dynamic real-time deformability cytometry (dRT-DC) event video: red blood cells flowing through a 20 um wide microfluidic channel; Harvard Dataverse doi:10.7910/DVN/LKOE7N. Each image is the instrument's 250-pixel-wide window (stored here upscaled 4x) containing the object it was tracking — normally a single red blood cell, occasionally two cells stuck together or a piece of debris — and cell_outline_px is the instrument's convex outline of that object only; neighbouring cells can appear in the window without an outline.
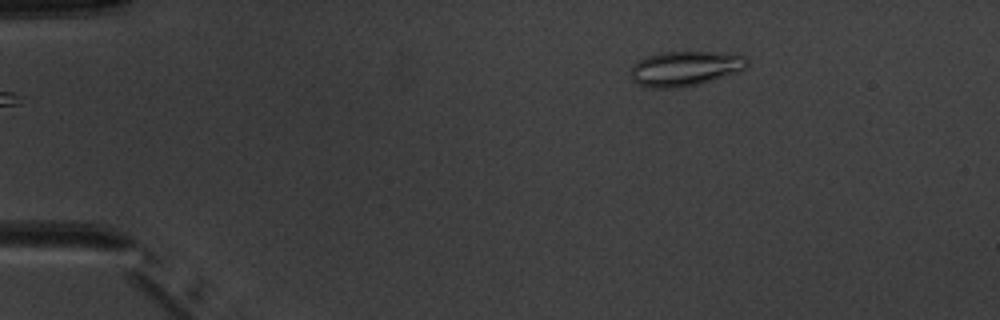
{"species": "common noctule bat (a hibernating species)", "species_latin": "Nyctalus noctula", "temperature_condition": "warm", "stored_images_in_passage": 4, "camera_frame_rate_fps": 3000, "um_per_image_px": 0.085, "animal": {"sex": "male", "body_mass_g": 20.1, "forearm_length_mm": 53.5}, "frame": {"image": 1, "passage_image": 4, "time_ms": 4.333, "image_size_px": [1000, 320], "cell_outline_px": [[748, 64], [744, 68], [696, 84], [676, 88], [648, 88], [636, 84], [632, 80], [632, 64], [648, 56], [664, 52], [712, 52], [744, 56], [748, 60]], "centroid_in_image_um": [58.14, 5.82], "position_along_channel_um": 26.9, "area_um2": 22.95}}